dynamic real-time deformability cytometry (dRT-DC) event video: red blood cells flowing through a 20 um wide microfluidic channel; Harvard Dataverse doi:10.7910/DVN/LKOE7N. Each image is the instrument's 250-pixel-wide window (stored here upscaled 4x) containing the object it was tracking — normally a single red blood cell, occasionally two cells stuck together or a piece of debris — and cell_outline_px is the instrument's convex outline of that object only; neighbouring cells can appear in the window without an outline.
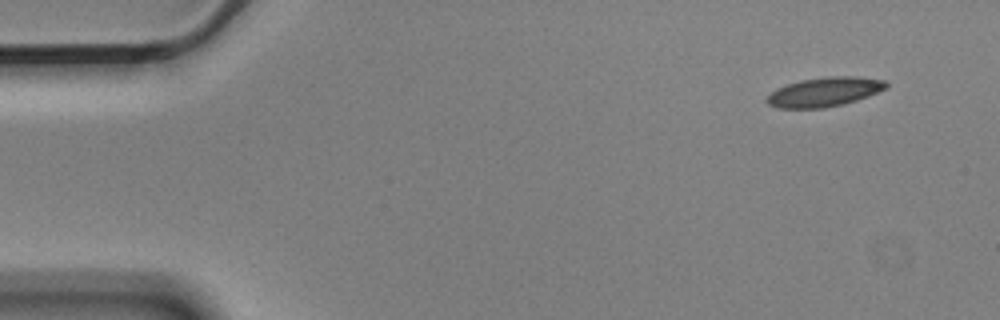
{"species": "Egyptian fruit bat (a non-hibernating species)", "species_latin": "Rousettus aegyptiacus", "temperature_condition": "cold", "stored_images_in_passage": 4, "camera_frame_rate_fps": 3000, "um_per_image_px": 0.085, "animal": {"sex": "male"}, "frame": {"image": 1, "passage_image": 1, "time_ms": 0.0, "image_size_px": [1000, 320], "cell_outline_px": [[888, 88], [868, 96], [844, 104], [824, 108], [776, 108], [768, 104], [764, 100], [776, 88], [800, 80], [828, 76], [856, 76], [884, 80], [888, 84]], "centroid_in_image_um": [70.08, 7.81], "position_along_channel_um": 14.9, "area_um2": 20.46}}
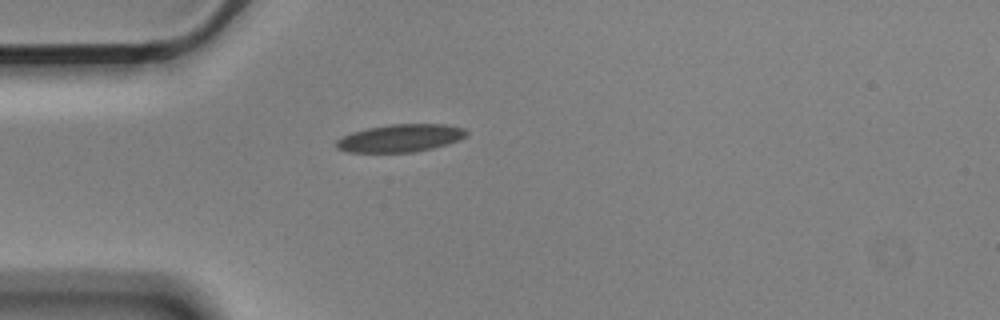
{"frame": {"image": 2, "passage_image": 4, "time_ms": 1.0, "image_size_px": [1000, 320], "cell_outline_px": [[468, 136], [460, 140], [448, 144], [416, 152], [348, 152], [336, 148], [336, 140], [352, 132], [368, 128], [392, 124], [444, 124], [464, 128], [468, 132]], "centroid_in_image_um": [34.07, 11.74], "position_along_channel_um": 50.9, "area_um2": 21.04}}